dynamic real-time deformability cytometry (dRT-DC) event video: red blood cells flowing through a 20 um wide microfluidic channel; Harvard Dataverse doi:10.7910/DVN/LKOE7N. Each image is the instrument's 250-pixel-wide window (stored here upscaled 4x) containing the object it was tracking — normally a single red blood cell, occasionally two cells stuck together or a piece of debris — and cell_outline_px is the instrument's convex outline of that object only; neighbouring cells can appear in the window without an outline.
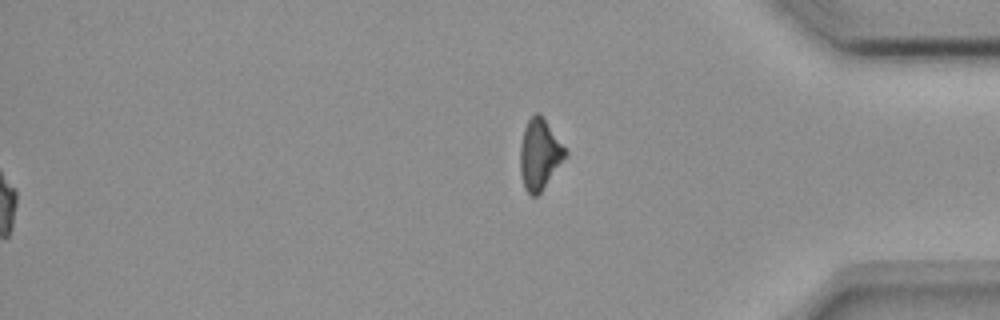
{"species": "common noctule bat (a hibernating species)", "species_latin": "Nyctalus noctula", "temperature_condition": "room temperature", "stored_images_in_passage": 48, "segment_of_instrument_passage": [2, 2], "camera_frame_rate_fps": 3000, "um_per_image_px": 0.085, "animal": {"sex": "female", "body_mass_g": 18.4}, "frame": {"image": 1, "passage_image": 48, "time_ms": 15.667, "image_size_px": [1000, 320], "cell_outline_px": [[568, 156], [540, 192], [536, 196], [532, 196], [524, 188], [520, 172], [520, 144], [524, 128], [528, 120], [536, 112], [540, 112], [568, 152]], "centroid_in_image_um": [45.87, 13.11], "position_along_channel_um": 389.3, "area_um2": 18.61}}